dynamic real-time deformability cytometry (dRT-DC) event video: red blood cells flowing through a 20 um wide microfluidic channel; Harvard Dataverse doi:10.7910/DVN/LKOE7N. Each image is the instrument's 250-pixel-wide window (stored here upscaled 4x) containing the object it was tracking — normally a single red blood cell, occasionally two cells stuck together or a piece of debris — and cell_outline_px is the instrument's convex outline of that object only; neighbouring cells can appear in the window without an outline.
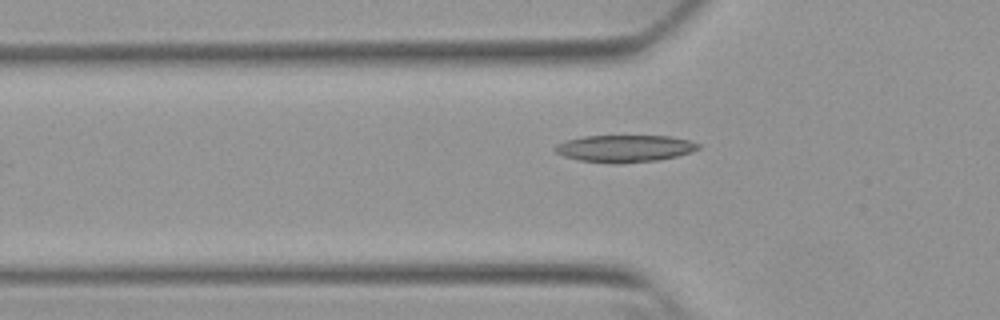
{"species": "Egyptian fruit bat (a non-hibernating species)", "species_latin": "Rousettus aegyptiacus", "temperature_condition": "warm", "stored_images_in_passage": 34, "camera_frame_rate_fps": 3000, "um_per_image_px": 0.085, "animal": {"sex": "female"}, "frame": {"image": 1, "passage_image": 2, "time_ms": 0.333, "image_size_px": [1000, 320], "cell_outline_px": [[700, 148], [692, 152], [676, 156], [656, 160], [616, 164], [612, 164], [580, 160], [564, 156], [556, 152], [552, 148], [556, 144], [568, 140], [584, 136], [672, 136], [688, 140], [700, 144]], "centroid_in_image_um": [53.1, 12.62], "position_along_channel_um": 72.7, "area_um2": 22.6}}
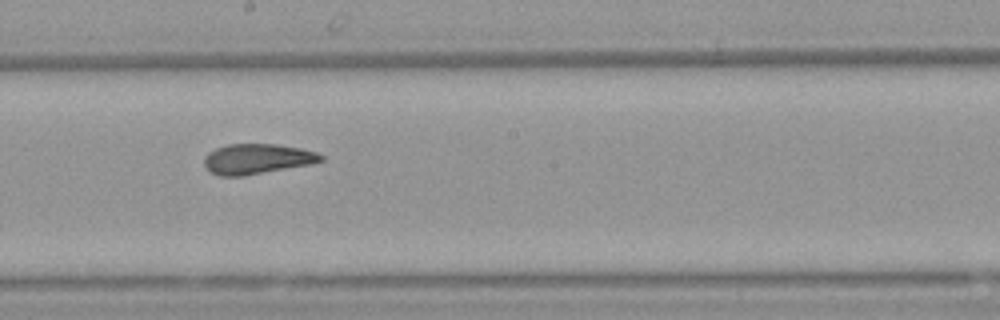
{"frame": {"image": 2, "passage_image": 14, "time_ms": 4.333, "image_size_px": [1000, 320], "cell_outline_px": [[324, 160], [312, 164], [244, 176], [220, 176], [212, 172], [204, 164], [204, 156], [208, 152], [216, 148], [228, 144], [276, 144], [300, 148], [316, 152], [324, 156]], "centroid_in_image_um": [21.86, 13.51], "position_along_channel_um": 226.3, "area_um2": 20.58}}
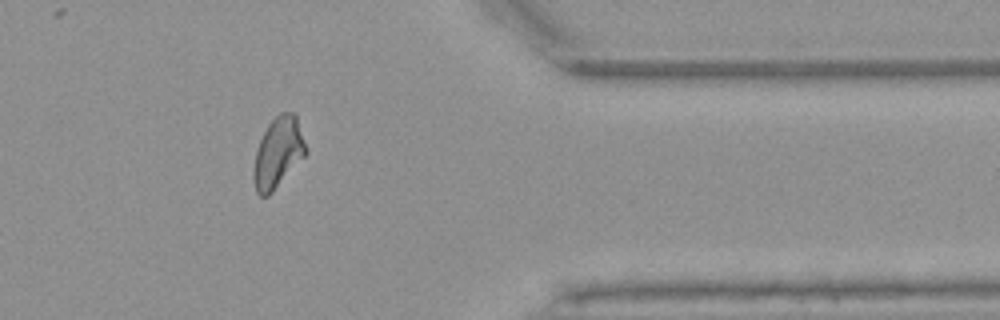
{"frame": {"image": 3, "passage_image": 28, "time_ms": 9.0, "image_size_px": [1000, 320], "cell_outline_px": [[308, 152], [272, 192], [268, 196], [260, 196], [256, 192], [252, 176], [256, 152], [260, 140], [268, 124], [280, 112], [292, 112], [296, 116]], "centroid_in_image_um": [23.62, 12.99], "position_along_channel_um": 387.8, "area_um2": 21.15}}